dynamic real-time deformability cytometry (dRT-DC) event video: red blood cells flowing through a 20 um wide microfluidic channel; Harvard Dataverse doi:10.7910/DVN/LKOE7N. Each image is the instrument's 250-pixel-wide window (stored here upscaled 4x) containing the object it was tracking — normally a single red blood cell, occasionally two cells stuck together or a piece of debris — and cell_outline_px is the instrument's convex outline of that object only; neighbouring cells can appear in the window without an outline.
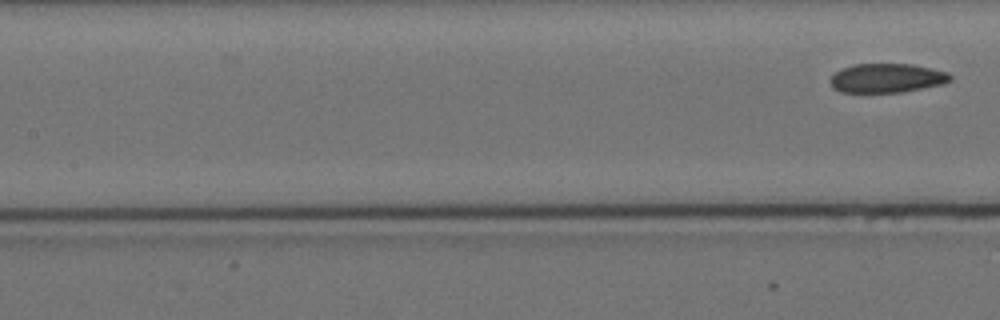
{"species": "Egyptian fruit bat (a non-hibernating species)", "species_latin": "Rousettus aegyptiacus", "temperature_condition": "cold", "stored_images_in_passage": 7, "segment_of_instrument_passage": [2, 2], "camera_frame_rate_fps": 3000, "um_per_image_px": 0.085, "animal": {"sex": "female"}, "frame": {"image": 1, "passage_image": 7, "time_ms": 7.0, "image_size_px": [1000, 320], "cell_outline_px": [[952, 80], [944, 84], [900, 92], [840, 92], [832, 88], [828, 80], [840, 68], [852, 64], [912, 64], [932, 68], [948, 72], [952, 76]], "centroid_in_image_um": [75.37, 6.63], "position_along_channel_um": 132.0, "area_um2": 20.58}}